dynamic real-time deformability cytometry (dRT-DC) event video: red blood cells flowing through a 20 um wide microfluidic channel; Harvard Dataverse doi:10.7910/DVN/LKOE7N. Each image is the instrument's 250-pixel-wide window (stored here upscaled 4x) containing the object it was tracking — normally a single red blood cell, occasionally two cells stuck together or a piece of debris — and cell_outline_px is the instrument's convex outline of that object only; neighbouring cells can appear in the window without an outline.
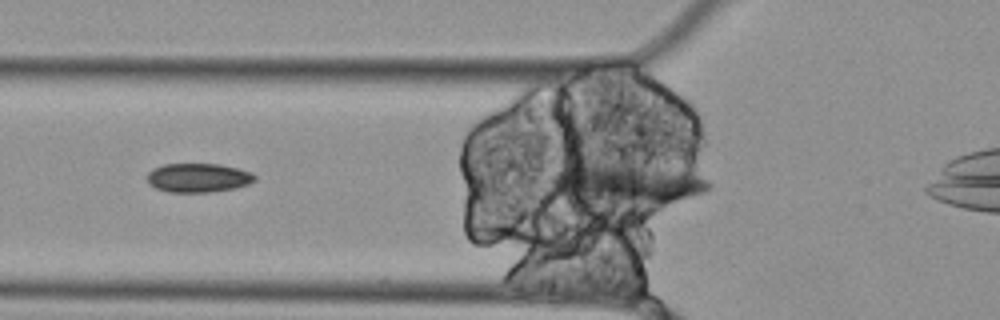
{"species": "Egyptian fruit bat (a non-hibernating species)", "species_latin": "Rousettus aegyptiacus", "temperature_condition": "cold", "stored_images_in_passage": 33, "camera_frame_rate_fps": 3000, "um_per_image_px": 0.085, "animal": {"sex": "female"}, "frame": {"image": 1, "passage_image": 5, "time_ms": 1.333, "image_size_px": [1000, 320], "cell_outline_px": [[712, 188], [704, 192], [660, 204], [588, 204], [564, 196], [548, 180], [548, 176], [556, 168], [604, 164], [616, 164], [684, 172], [708, 180], [712, 184]], "centroid_in_image_um": [53.17, 15.67], "position_along_channel_um": 72.6, "area_um2": 36.41}}
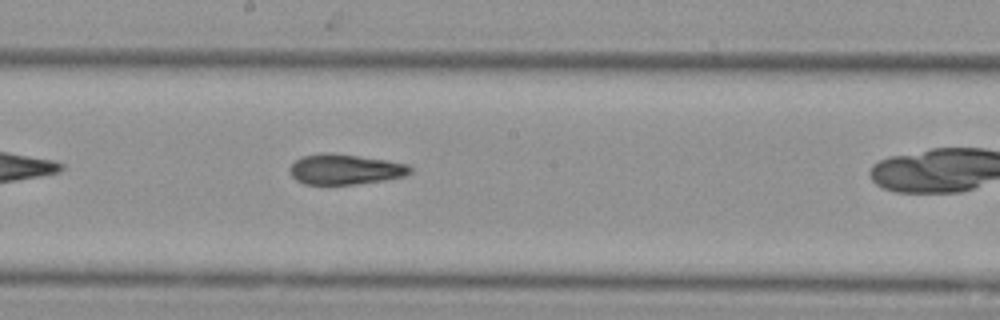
{"frame": {"image": 2, "passage_image": 17, "time_ms": 5.333, "image_size_px": [1000, 320], "cell_outline_px": [[412, 172], [404, 176], [384, 180], [356, 184], [304, 184], [296, 180], [292, 176], [288, 168], [300, 156], [320, 152], [324, 152], [388, 160], [408, 164], [412, 168]], "centroid_in_image_um": [29.31, 14.39], "position_along_channel_um": 218.9, "area_um2": 21.33}}
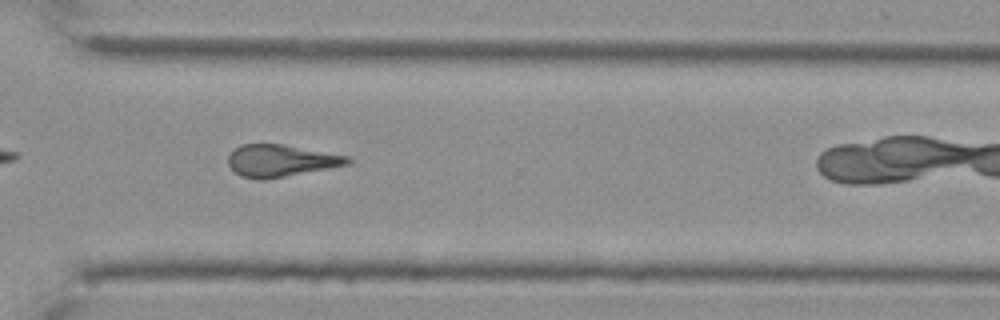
{"frame": {"image": 3, "passage_image": 28, "time_ms": 9.0, "image_size_px": [1000, 320], "cell_outline_px": [[352, 164], [264, 180], [260, 180], [240, 176], [228, 164], [228, 156], [240, 144], [284, 144], [348, 156], [352, 160]], "centroid_in_image_um": [23.89, 13.66], "position_along_channel_um": 346.7, "area_um2": 22.31}}